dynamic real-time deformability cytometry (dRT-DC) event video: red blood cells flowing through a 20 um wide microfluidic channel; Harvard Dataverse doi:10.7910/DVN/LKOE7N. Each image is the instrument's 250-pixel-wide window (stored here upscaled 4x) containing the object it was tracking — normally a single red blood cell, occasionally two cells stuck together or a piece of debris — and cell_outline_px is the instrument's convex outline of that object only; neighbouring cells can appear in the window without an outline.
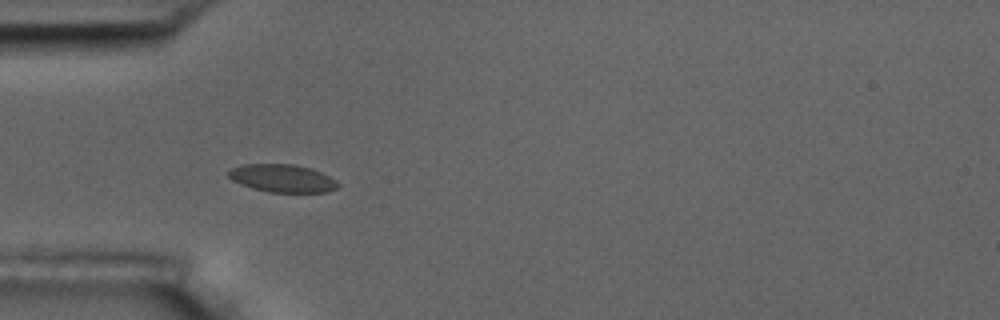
{"species": "common noctule bat (a hibernating species)", "species_latin": "Nyctalus noctula", "temperature_condition": "room temperature", "stored_images_in_passage": 3, "camera_frame_rate_fps": 3000, "um_per_image_px": 0.085, "animal": {"sex": "male", "body_mass_g": 17.5, "forearm_length_mm": 52.3}, "frame": {"image": 1, "passage_image": 2, "time_ms": 1.333, "image_size_px": [1000, 320], "cell_outline_px": [[340, 184], [336, 188], [328, 192], [268, 192], [252, 188], [240, 184], [232, 180], [228, 176], [228, 172], [232, 168], [240, 164], [292, 164], [312, 168], [336, 180]], "centroid_in_image_um": [23.99, 15.15], "position_along_channel_um": 61.0, "area_um2": 17.8}}